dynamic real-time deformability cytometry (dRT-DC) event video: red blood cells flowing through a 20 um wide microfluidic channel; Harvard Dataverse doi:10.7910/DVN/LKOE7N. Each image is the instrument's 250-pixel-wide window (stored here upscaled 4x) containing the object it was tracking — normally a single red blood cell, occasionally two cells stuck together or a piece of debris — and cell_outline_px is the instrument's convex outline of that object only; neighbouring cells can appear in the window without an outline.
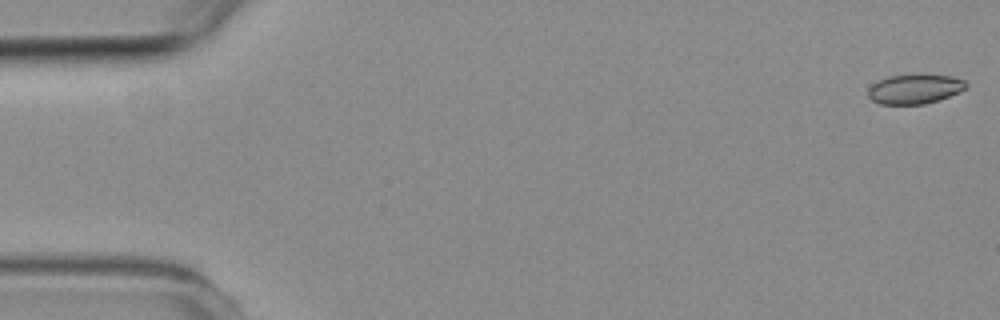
{"species": "common noctule bat (a hibernating species)", "species_latin": "Nyctalus noctula", "temperature_condition": "room temperature", "stored_images_in_passage": 6, "camera_frame_rate_fps": 3000, "um_per_image_px": 0.085, "animal": {"sex": "female", "body_mass_g": 19.3, "forearm_length_mm": 54.1}, "frame": {"image": 1, "passage_image": 1, "time_ms": 0.0, "image_size_px": [1000, 320], "cell_outline_px": [[968, 84], [960, 92], [940, 100], [924, 104], [880, 104], [872, 100], [868, 96], [868, 88], [872, 84], [888, 76], [916, 72], [920, 72], [952, 76], [964, 80]], "centroid_in_image_um": [77.77, 7.52], "position_along_channel_um": 7.2, "area_um2": 17.51}}
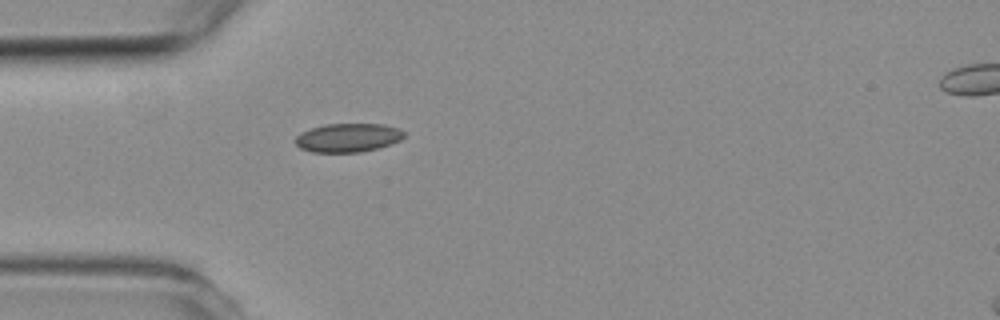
{"frame": {"image": 2, "passage_image": 5, "time_ms": 4.667, "image_size_px": [1000, 320], "cell_outline_px": [[404, 136], [400, 140], [376, 148], [360, 152], [312, 152], [300, 148], [296, 144], [296, 136], [300, 132], [324, 124], [384, 124], [400, 128], [404, 132]], "centroid_in_image_um": [29.56, 11.69], "position_along_channel_um": 55.4, "area_um2": 18.09}}